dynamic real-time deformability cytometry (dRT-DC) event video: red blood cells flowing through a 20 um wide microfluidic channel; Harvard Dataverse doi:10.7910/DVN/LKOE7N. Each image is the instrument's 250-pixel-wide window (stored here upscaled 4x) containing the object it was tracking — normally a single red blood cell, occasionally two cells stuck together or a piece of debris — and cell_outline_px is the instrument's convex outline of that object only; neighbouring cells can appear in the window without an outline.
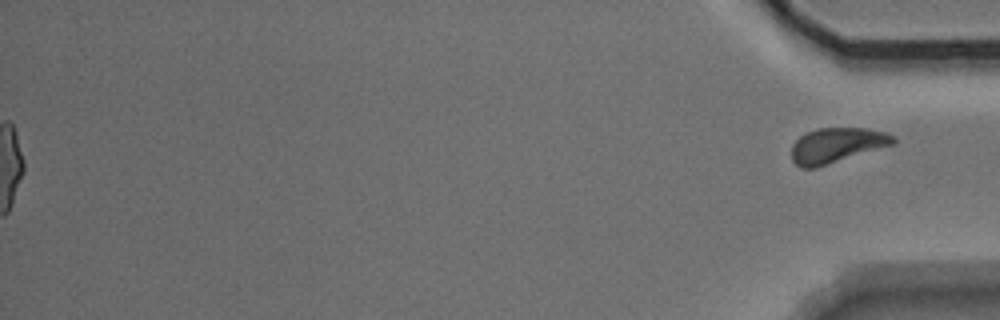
{"species": "Egyptian fruit bat (a non-hibernating species)", "species_latin": "Rousettus aegyptiacus", "temperature_condition": "warm", "stored_images_in_passage": 46, "segment_of_instrument_passage": [2, 2], "camera_frame_rate_fps": 3000, "um_per_image_px": 0.085, "animal": {"sex": "male"}, "frame": {"image": 1, "passage_image": 46, "time_ms": 15.0, "image_size_px": [1000, 320], "cell_outline_px": [[896, 144], [816, 168], [800, 168], [792, 160], [792, 144], [804, 132], [816, 128], [864, 128], [884, 132], [896, 136]], "centroid_in_image_um": [71.13, 12.35], "position_along_channel_um": 364.1, "area_um2": 21.04}}